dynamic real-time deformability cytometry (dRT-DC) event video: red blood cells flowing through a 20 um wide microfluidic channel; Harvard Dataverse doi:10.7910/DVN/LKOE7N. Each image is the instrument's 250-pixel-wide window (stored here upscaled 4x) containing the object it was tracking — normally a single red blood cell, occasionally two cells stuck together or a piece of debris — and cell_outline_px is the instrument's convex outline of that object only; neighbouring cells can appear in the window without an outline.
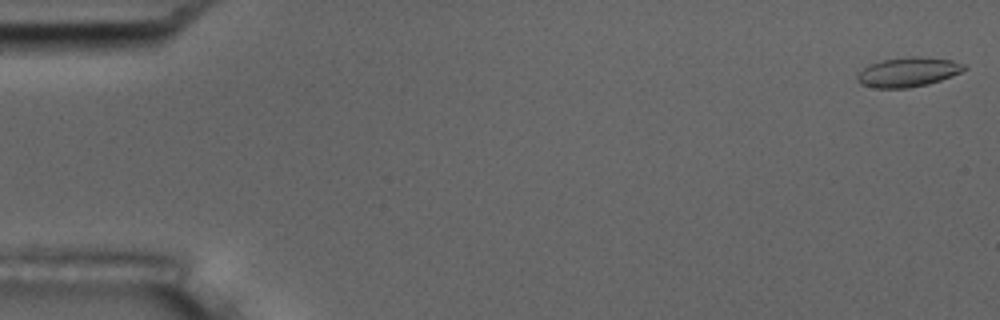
{"species": "common noctule bat (a hibernating species)", "species_latin": "Nyctalus noctula", "temperature_condition": "room temperature", "stored_images_in_passage": 54, "camera_frame_rate_fps": 3000, "um_per_image_px": 0.085, "animal": {"sex": "male", "body_mass_g": 17.5, "forearm_length_mm": 52.3}, "frame": {"image": 1, "passage_image": 1, "time_ms": 0.0, "image_size_px": [1000, 320], "cell_outline_px": [[968, 68], [952, 76], [928, 84], [908, 88], [876, 88], [860, 84], [856, 80], [856, 76], [868, 64], [880, 60], [908, 56], [920, 56], [952, 60], [964, 64]], "centroid_in_image_um": [77.17, 6.12], "position_along_channel_um": 7.8, "area_um2": 18.55}}
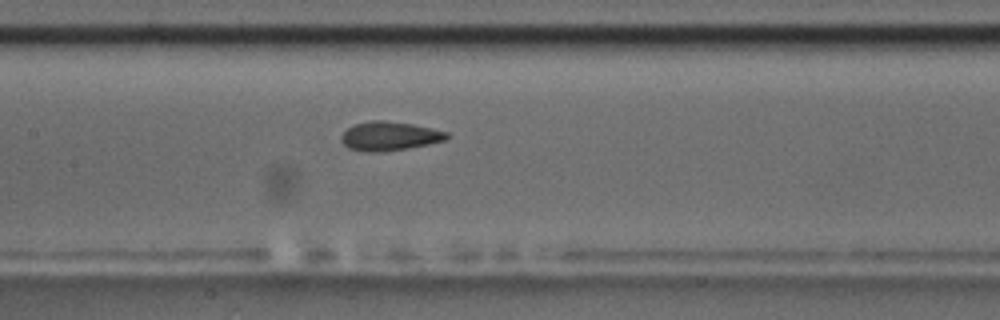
{"frame": {"image": 2, "passage_image": 26, "time_ms": 8.333, "image_size_px": [1000, 320], "cell_outline_px": [[448, 136], [444, 140], [428, 144], [408, 148], [376, 152], [368, 152], [348, 148], [340, 140], [340, 136], [352, 124], [368, 120], [384, 120], [412, 124], [432, 128], [448, 132]], "centroid_in_image_um": [33.06, 11.55], "position_along_channel_um": 174.3, "area_um2": 17.8}}
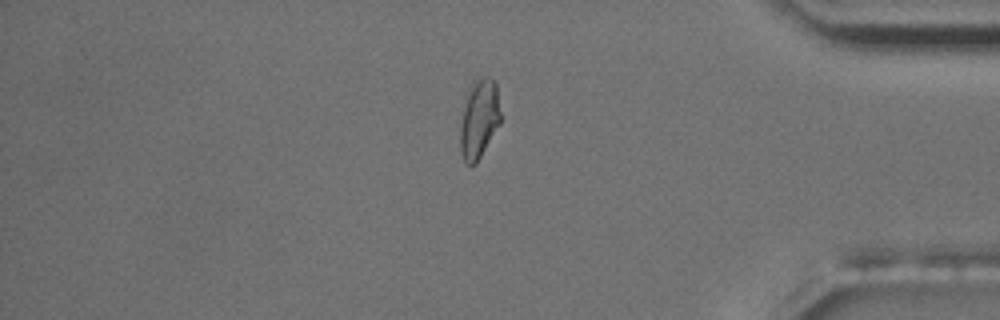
{"frame": {"image": 3, "passage_image": 46, "time_ms": 15.0, "image_size_px": [1000, 320], "cell_outline_px": [[500, 124], [476, 164], [468, 164], [464, 160], [460, 152], [460, 124], [468, 88], [472, 80], [476, 76], [496, 80], [500, 112]], "centroid_in_image_um": [40.72, 10.07], "position_along_channel_um": 394.5, "area_um2": 18.79}, "authors_computed_cell_mechanics": {"area_um2": 17.8024, "velocity_mm_per_s": 3.7151, "shape_relaxation_time_tau1_ms": 4.7554, "shape_relaxation_time_tau2_ms": 1.4997, "deformation_change_tau1": 0.143, "deformation_change_tau2": 0.0702}}